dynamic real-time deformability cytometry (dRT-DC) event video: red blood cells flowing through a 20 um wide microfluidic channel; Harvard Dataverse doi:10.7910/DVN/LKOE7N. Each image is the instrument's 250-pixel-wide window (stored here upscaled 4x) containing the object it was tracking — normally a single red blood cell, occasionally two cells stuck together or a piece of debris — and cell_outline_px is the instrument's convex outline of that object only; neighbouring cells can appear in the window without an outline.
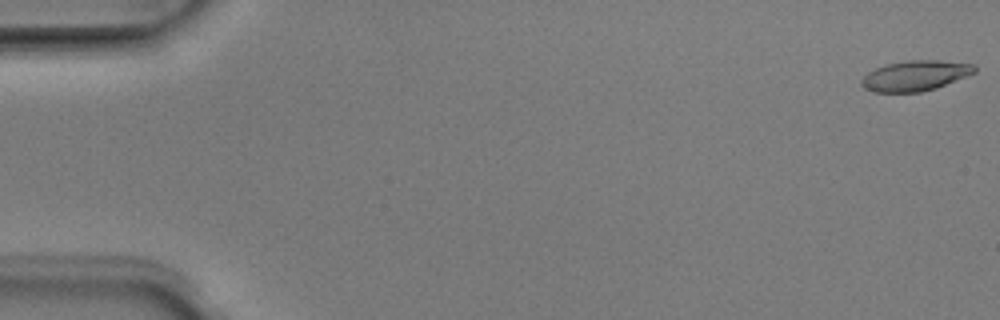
{"species": "Egyptian fruit bat (a non-hibernating species)", "species_latin": "Rousettus aegyptiacus", "temperature_condition": "room temperature", "stored_images_in_passage": 51, "camera_frame_rate_fps": 3000, "um_per_image_px": 0.085, "animal": {"sex": "male"}, "frame": {"image": 1, "passage_image": 1, "time_ms": 0.0, "image_size_px": [1000, 320], "cell_outline_px": [[976, 72], [936, 88], [920, 92], [872, 92], [864, 88], [860, 84], [860, 80], [868, 72], [876, 68], [888, 64], [908, 60], [940, 60], [976, 64]], "centroid_in_image_um": [77.79, 6.43], "position_along_channel_um": 7.2, "area_um2": 20.0}}
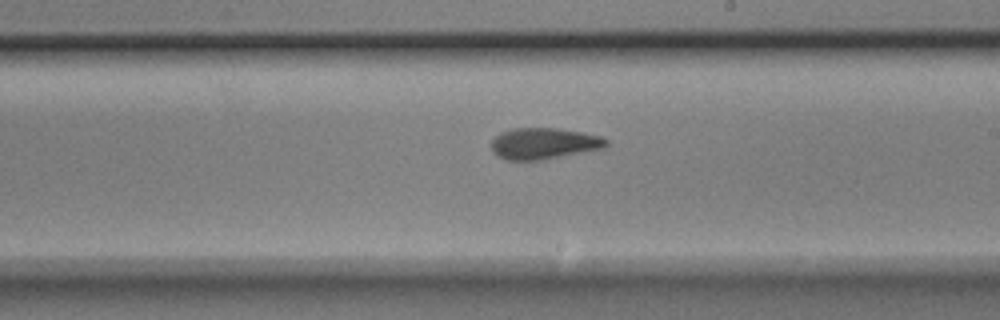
{"frame": {"image": 2, "passage_image": 30, "time_ms": 9.667, "image_size_px": [1000, 320], "cell_outline_px": [[608, 144], [604, 148], [540, 160], [504, 160], [496, 156], [492, 152], [492, 140], [500, 132], [512, 128], [556, 128], [580, 132], [600, 136], [608, 140]], "centroid_in_image_um": [46.19, 12.2], "position_along_channel_um": 242.8, "area_um2": 20.92}}
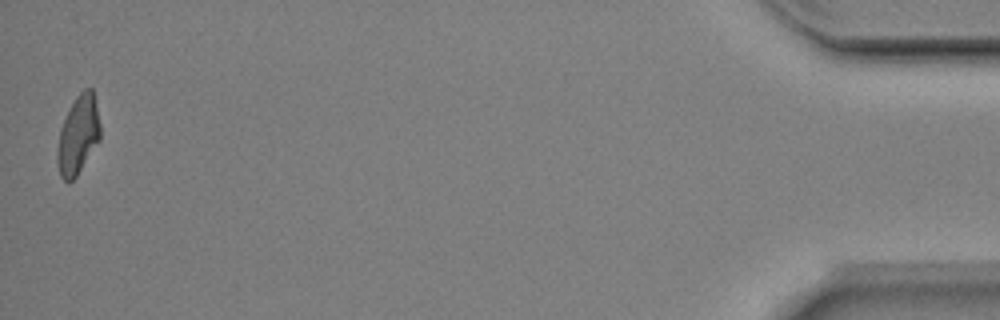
{"frame": {"image": 3, "passage_image": 51, "time_ms": 16.667, "image_size_px": [1000, 320], "cell_outline_px": [[100, 140], [76, 176], [72, 180], [64, 180], [60, 176], [56, 160], [56, 152], [60, 128], [76, 96], [84, 88], [92, 88], [100, 124]], "centroid_in_image_um": [6.63, 11.48], "position_along_channel_um": 428.6, "area_um2": 19.42}, "authors_computed_cell_mechanics": {"area_um2": 20.3456, "velocity_mm_per_s": 3.9666, "shape_relaxation_time_tau1_ms": 4.0621, "shape_relaxation_time_tau2_ms": 1.5491, "deformation_change_tau1": 0.1857, "deformation_change_tau2": 0.0936}}